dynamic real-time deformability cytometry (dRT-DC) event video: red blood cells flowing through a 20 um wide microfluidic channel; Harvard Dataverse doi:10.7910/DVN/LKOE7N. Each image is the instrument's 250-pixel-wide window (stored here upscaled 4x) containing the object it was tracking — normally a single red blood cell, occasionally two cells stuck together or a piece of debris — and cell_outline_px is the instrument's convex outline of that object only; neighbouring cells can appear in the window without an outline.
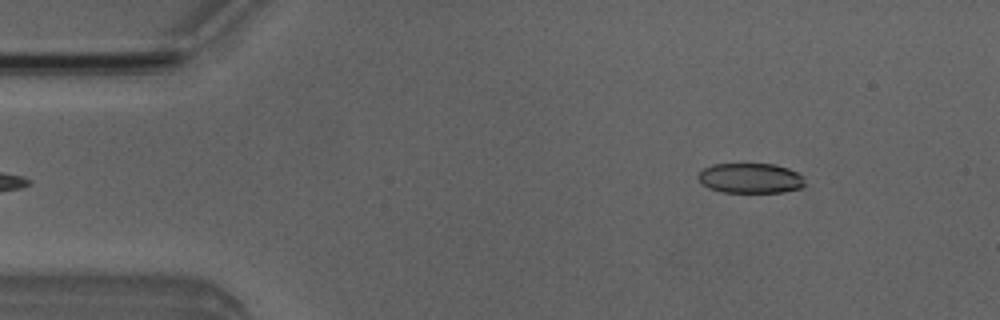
{"species": "Egyptian fruit bat (a non-hibernating species)", "species_latin": "Rousettus aegyptiacus", "temperature_condition": "room temperature", "stored_images_in_passage": 2, "camera_frame_rate_fps": 3000, "um_per_image_px": 0.085, "animal": {"sex": "male"}, "frame": {"image": 1, "passage_image": 2, "time_ms": 1.333, "image_size_px": [1000, 320], "cell_outline_px": [[804, 184], [800, 188], [784, 192], [724, 192], [708, 188], [696, 176], [704, 168], [712, 164], [776, 164], [788, 168], [804, 176]], "centroid_in_image_um": [63.8, 15.14], "position_along_channel_um": 21.2, "area_um2": 18.67}}